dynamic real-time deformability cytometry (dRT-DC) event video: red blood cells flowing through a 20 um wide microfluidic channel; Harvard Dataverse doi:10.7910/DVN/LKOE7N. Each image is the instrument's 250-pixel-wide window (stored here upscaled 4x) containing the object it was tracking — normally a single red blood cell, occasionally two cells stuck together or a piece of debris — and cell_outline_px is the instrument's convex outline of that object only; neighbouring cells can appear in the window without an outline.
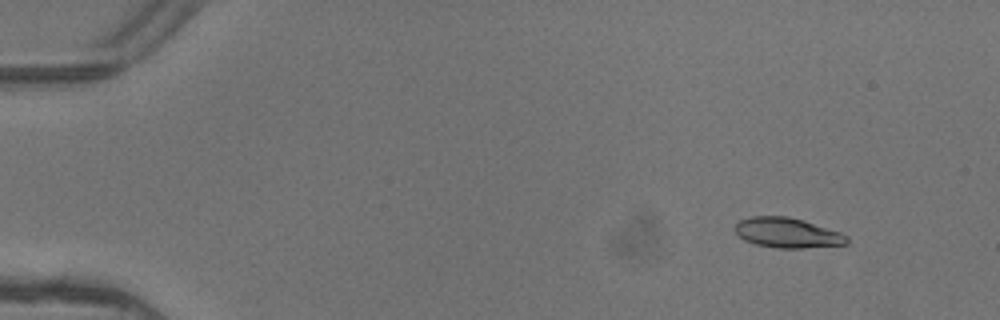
{"species": "common noctule bat (a hibernating species)", "species_latin": "Nyctalus noctula", "temperature_condition": "warm", "stored_images_in_passage": 5, "camera_frame_rate_fps": 3000, "um_per_image_px": 0.085, "animal": {"sex": "female"}, "frame": {"image": 1, "passage_image": 2, "time_ms": 0.333, "image_size_px": [1000, 320], "cell_outline_px": [[848, 244], [804, 248], [776, 248], [756, 244], [744, 240], [736, 232], [736, 224], [740, 220], [752, 216], [788, 216], [804, 220], [840, 232], [848, 236]], "centroid_in_image_um": [66.95, 19.79], "position_along_channel_um": 18.0, "area_um2": 19.54}}
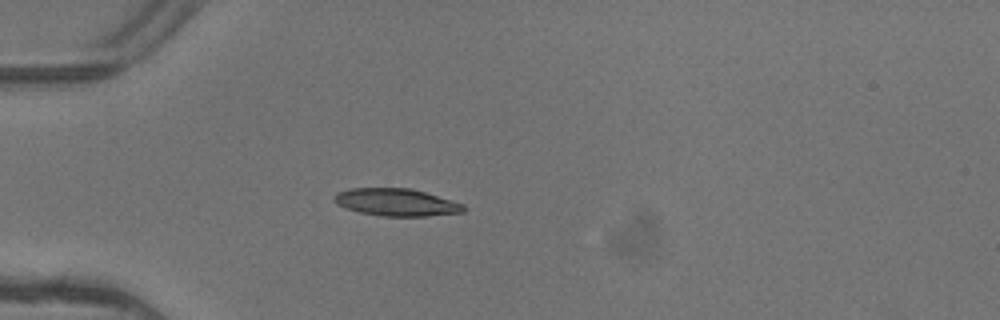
{"frame": {"image": 2, "passage_image": 5, "time_ms": 1.333, "image_size_px": [1000, 320], "cell_outline_px": [[468, 208], [464, 212], [428, 216], [380, 216], [360, 212], [344, 208], [336, 204], [332, 200], [332, 196], [336, 192], [348, 188], [412, 188], [464, 204]], "centroid_in_image_um": [33.65, 17.19], "position_along_channel_um": 51.3, "area_um2": 20.98}}